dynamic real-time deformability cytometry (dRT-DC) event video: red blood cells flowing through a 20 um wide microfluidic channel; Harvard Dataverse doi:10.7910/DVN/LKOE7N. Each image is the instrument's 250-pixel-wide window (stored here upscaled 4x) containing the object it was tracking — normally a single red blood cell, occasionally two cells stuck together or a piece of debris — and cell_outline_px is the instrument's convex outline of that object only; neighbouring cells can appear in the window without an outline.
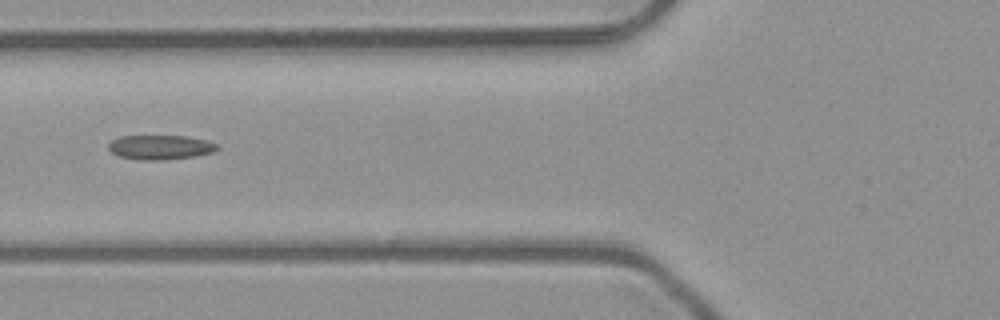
{"species": "common noctule bat (a hibernating species)", "species_latin": "Nyctalus noctula", "temperature_condition": "room temperature", "stored_images_in_passage": 6, "camera_frame_rate_fps": 3000, "um_per_image_px": 0.085, "animal": {"sex": "male", "body_mass_g": 23.1, "forearm_length_mm": 52.7}, "frame": {"image": 1, "passage_image": 6, "time_ms": 1.667, "image_size_px": [1000, 320], "cell_outline_px": [[220, 148], [212, 152], [196, 156], [164, 160], [140, 160], [120, 156], [112, 152], [108, 148], [108, 144], [112, 140], [120, 136], [188, 136], [208, 140], [216, 144]], "centroid_in_image_um": [13.65, 12.51], "position_along_channel_um": 112.2, "area_um2": 15.55}}